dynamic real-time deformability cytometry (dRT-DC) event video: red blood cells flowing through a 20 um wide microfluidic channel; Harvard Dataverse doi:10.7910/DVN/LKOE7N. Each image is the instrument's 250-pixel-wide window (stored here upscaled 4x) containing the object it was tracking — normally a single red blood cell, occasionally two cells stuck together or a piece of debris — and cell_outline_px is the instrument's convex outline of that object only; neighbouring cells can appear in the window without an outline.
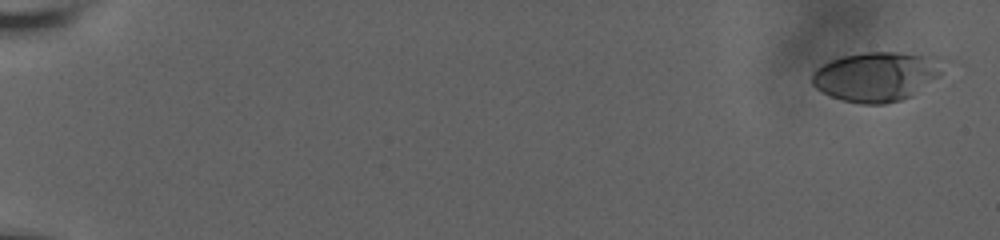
{"species": "human", "species_latin": "Homo sapiens", "temperature_condition": "room temperature", "stored_images_in_passage": 24, "camera_frame_rate_fps": 3000, "um_per_image_px": 0.085, "donor": {"sex": "male"}, "frame": {"image": 1, "passage_image": 1, "time_ms": 0.0, "image_size_px": [1000, 240], "cell_outline_px": [[952, 60], [940, 76], [912, 96], [900, 100], [884, 104], [860, 104], [844, 100], [832, 96], [816, 88], [812, 84], [812, 72], [816, 68], [832, 60], [844, 56], [864, 52], [896, 52], [940, 56]], "centroid_in_image_um": [74.64, 6.47], "position_along_channel_um": 10.4, "area_um2": 38.55}}
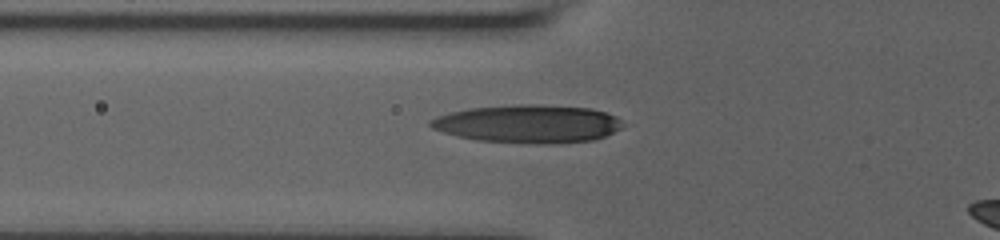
{"frame": {"image": 2, "passage_image": 14, "time_ms": 7.667, "image_size_px": [1000, 240], "cell_outline_px": [[624, 128], [604, 136], [592, 140], [560, 144], [536, 144], [476, 140], [444, 132], [432, 128], [428, 124], [428, 120], [436, 116], [468, 108], [516, 104], [540, 104], [592, 108], [616, 116], [624, 124]], "centroid_in_image_um": [44.92, 10.52], "position_along_channel_um": 80.9, "area_um2": 43.06}}
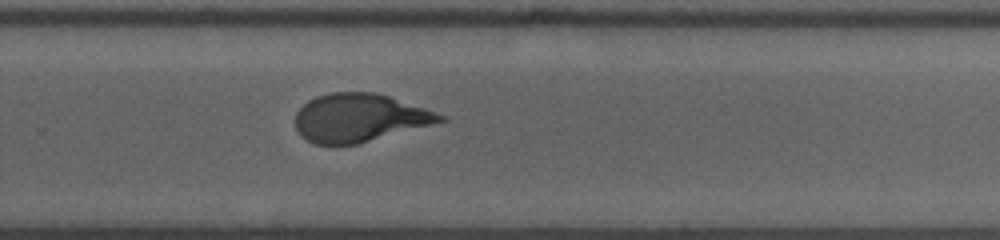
{"frame": {"image": 3, "passage_image": 24, "time_ms": 13.667, "image_size_px": [1000, 240], "cell_outline_px": [[448, 120], [356, 144], [316, 144], [300, 136], [296, 128], [296, 112], [308, 100], [316, 96], [332, 92], [376, 92], [448, 116]], "centroid_in_image_um": [30.54, 10.0], "position_along_channel_um": 299.3, "area_um2": 40.29}}